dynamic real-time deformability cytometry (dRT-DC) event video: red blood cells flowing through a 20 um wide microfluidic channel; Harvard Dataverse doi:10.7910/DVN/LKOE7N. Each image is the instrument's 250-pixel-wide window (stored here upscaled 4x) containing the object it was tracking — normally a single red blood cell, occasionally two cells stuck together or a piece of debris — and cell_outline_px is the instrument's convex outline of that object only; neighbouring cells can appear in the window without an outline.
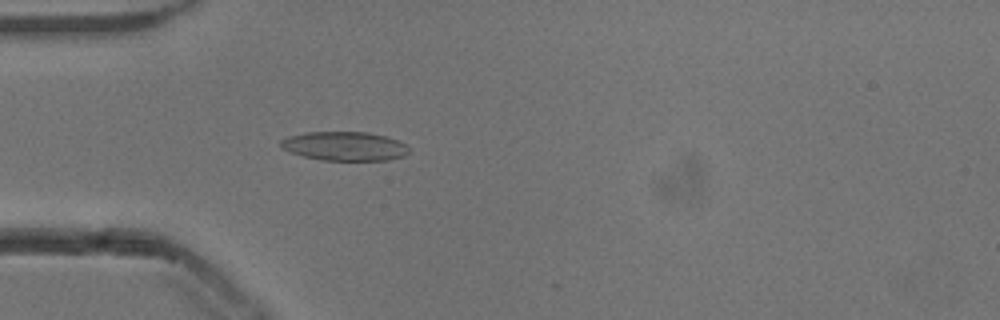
{"species": "common noctule bat (a hibernating species)", "species_latin": "Nyctalus noctula", "temperature_condition": "cold", "stored_images_in_passage": 50, "camera_frame_rate_fps": 3000, "um_per_image_px": 0.085, "animal": {"sex": "male", "body_mass_g": 13.3}, "frame": {"image": 1, "passage_image": 12, "time_ms": 3.667, "image_size_px": [1000, 320], "cell_outline_px": [[408, 152], [404, 156], [388, 160], [320, 160], [304, 156], [280, 148], [280, 140], [288, 136], [304, 132], [368, 132], [384, 136], [396, 140], [404, 144], [408, 148]], "centroid_in_image_um": [29.25, 12.42], "position_along_channel_um": 55.8, "area_um2": 21.56}}
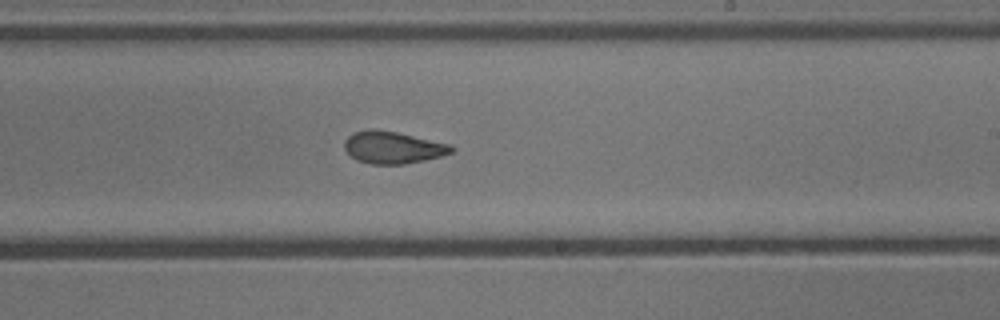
{"frame": {"image": 2, "passage_image": 28, "time_ms": 9.0, "image_size_px": [1000, 320], "cell_outline_px": [[456, 148], [452, 152], [440, 156], [424, 160], [404, 164], [372, 164], [356, 160], [344, 148], [344, 140], [352, 132], [396, 132], [452, 144]], "centroid_in_image_um": [33.45, 12.57], "position_along_channel_um": 255.6, "area_um2": 19.48}}
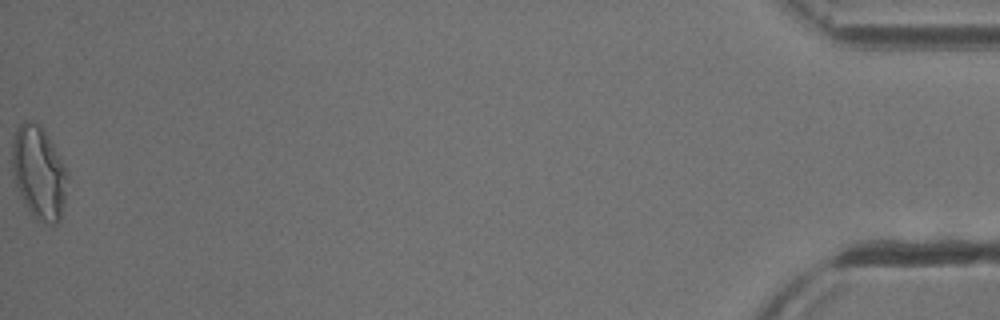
{"frame": {"image": 3, "passage_image": 50, "time_ms": 16.333, "image_size_px": [1000, 320], "cell_outline_px": [[68, 176], [64, 200], [60, 220], [56, 224], [48, 224], [36, 220], [24, 204], [12, 176], [12, 140], [16, 128], [24, 120], [32, 120], [40, 124], [44, 128], [68, 172]], "centroid_in_image_um": [3.28, 14.65], "position_along_channel_um": 431.9, "area_um2": 30.29}, "authors_computed_cell_mechanics": {"area_um2": 21.0681, "velocity_mm_per_s": 3.8428, "shape_relaxation_time_tau1_ms": 9.3173, "shape_relaxation_time_tau2_ms": 1.648, "deformation_change_tau1": 0.1986, "deformation_change_tau2": 0.0764}}